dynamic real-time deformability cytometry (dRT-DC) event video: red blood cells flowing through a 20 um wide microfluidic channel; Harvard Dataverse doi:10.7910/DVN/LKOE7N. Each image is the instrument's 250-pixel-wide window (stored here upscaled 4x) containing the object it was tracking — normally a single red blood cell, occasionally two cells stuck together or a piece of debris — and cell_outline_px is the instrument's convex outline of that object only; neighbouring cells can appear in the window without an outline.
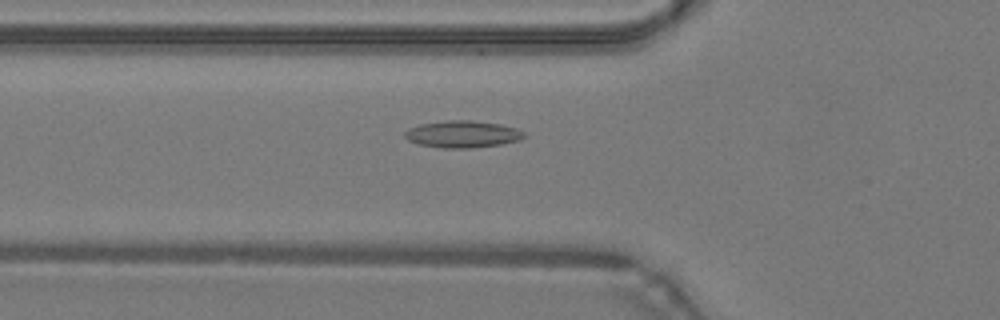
{"species": "common noctule bat (a hibernating species)", "species_latin": "Nyctalus noctula", "temperature_condition": "warm", "stored_images_in_passage": 49, "camera_frame_rate_fps": 3000, "um_per_image_px": 0.085, "animal": {"sex": "male", "body_mass_g": 19.2, "forearm_length_mm": 51.8}, "frame": {"image": 1, "passage_image": 18, "time_ms": 5.667, "image_size_px": [1000, 320], "cell_outline_px": [[528, 136], [520, 140], [500, 144], [472, 148], [444, 148], [420, 144], [408, 140], [404, 136], [404, 132], [408, 128], [420, 124], [448, 120], [472, 120], [500, 124], [516, 128], [524, 132]], "centroid_in_image_um": [39.34, 11.4], "position_along_channel_um": 86.5, "area_um2": 18.79}}
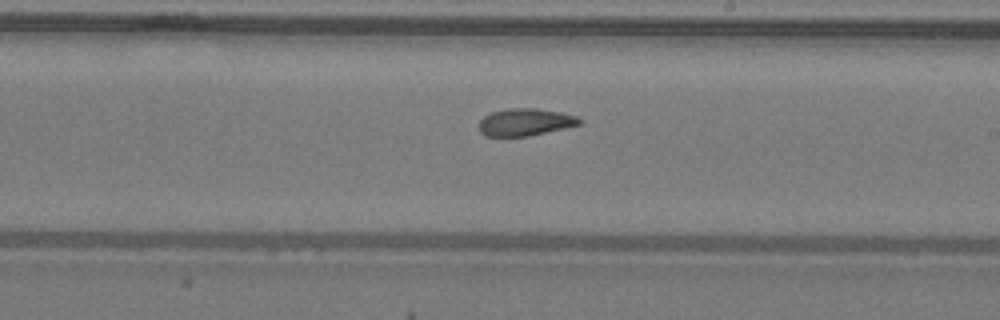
{"frame": {"image": 2, "passage_image": 29, "time_ms": 9.333, "image_size_px": [1000, 320], "cell_outline_px": [[584, 120], [580, 124], [564, 128], [528, 136], [484, 136], [480, 132], [480, 120], [484, 116], [492, 112], [508, 108], [536, 108], [560, 112], [576, 116]], "centroid_in_image_um": [44.65, 10.37], "position_along_channel_um": 244.4, "area_um2": 15.9}}
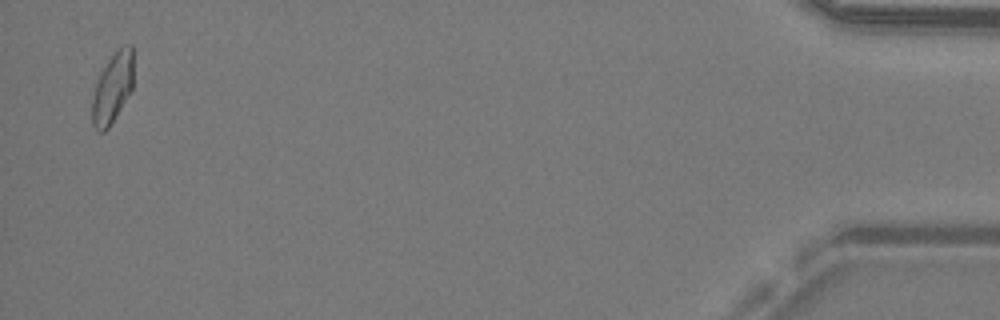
{"frame": {"image": 3, "passage_image": 48, "time_ms": 15.667, "image_size_px": [1000, 320], "cell_outline_px": [[132, 88], [108, 128], [104, 132], [96, 132], [92, 124], [92, 96], [100, 72], [108, 60], [124, 44], [132, 44]], "centroid_in_image_um": [9.53, 7.49], "position_along_channel_um": 425.7, "area_um2": 16.59}, "authors_computed_cell_mechanics": {"area_um2": 16.9932, "velocity_mm_per_s": 4.2854, "shape_relaxation_time_tau1_ms": 8.7005, "shape_relaxation_time_tau2_ms": 3.5088, "deformation_change_tau1": 0.1784, "deformation_change_tau2": 0.1054}}